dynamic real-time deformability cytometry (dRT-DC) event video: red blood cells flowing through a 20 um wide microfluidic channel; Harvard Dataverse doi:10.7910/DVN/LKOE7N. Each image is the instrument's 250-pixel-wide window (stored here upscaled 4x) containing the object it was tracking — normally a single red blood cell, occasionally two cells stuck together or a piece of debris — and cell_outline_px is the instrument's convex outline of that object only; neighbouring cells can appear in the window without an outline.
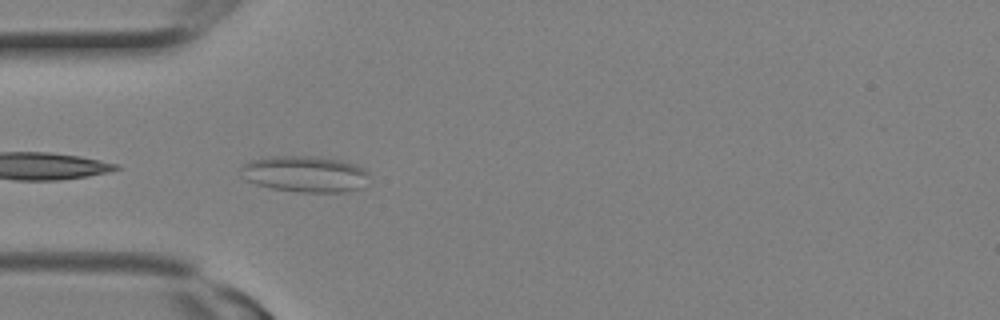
{"species": "Egyptian fruit bat (a non-hibernating species)", "species_latin": "Rousettus aegyptiacus", "temperature_condition": "room temperature", "stored_images_in_passage": 7, "camera_frame_rate_fps": 3000, "um_per_image_px": 0.085, "animal": {"sex": "female"}, "frame": {"image": 1, "passage_image": 7, "time_ms": 2.0, "image_size_px": [1000, 320], "cell_outline_px": [[368, 176], [360, 188], [348, 192], [296, 192], [272, 188], [256, 184], [244, 180], [240, 176], [240, 168], [248, 160], [268, 156], [320, 156], [340, 160], [356, 164], [364, 168], [368, 172]], "centroid_in_image_um": [25.87, 14.78], "position_along_channel_um": 59.1, "area_um2": 27.51}}